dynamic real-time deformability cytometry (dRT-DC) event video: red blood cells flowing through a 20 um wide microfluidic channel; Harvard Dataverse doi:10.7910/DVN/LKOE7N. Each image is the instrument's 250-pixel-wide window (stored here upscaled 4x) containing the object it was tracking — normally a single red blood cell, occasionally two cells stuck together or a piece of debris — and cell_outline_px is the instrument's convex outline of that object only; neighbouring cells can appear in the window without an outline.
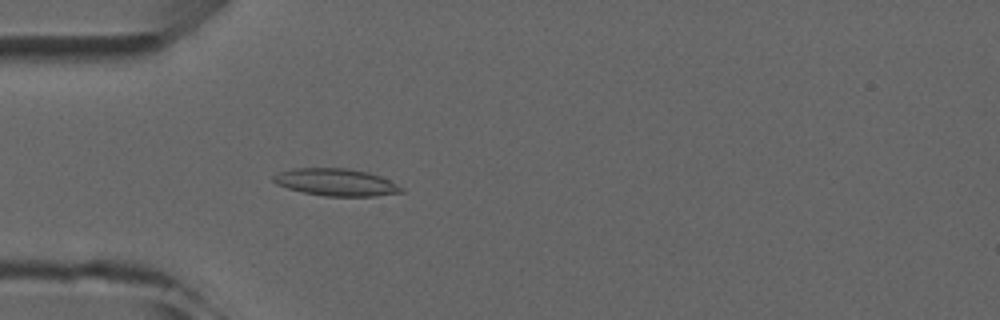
{"species": "common noctule bat (a hibernating species)", "species_latin": "Nyctalus noctula", "temperature_condition": "room temperature", "stored_images_in_passage": 4, "camera_frame_rate_fps": 3000, "um_per_image_px": 0.085, "animal": {"sex": "male", "forearm_length_mm": 52.5}, "frame": {"image": 1, "passage_image": 4, "time_ms": 4.333, "image_size_px": [1000, 320], "cell_outline_px": [[404, 192], [376, 196], [324, 196], [304, 192], [288, 188], [276, 184], [272, 180], [272, 176], [276, 172], [292, 168], [344, 168], [368, 172], [380, 176], [404, 188]], "centroid_in_image_um": [28.53, 15.49], "position_along_channel_um": 56.5, "area_um2": 20.35}}